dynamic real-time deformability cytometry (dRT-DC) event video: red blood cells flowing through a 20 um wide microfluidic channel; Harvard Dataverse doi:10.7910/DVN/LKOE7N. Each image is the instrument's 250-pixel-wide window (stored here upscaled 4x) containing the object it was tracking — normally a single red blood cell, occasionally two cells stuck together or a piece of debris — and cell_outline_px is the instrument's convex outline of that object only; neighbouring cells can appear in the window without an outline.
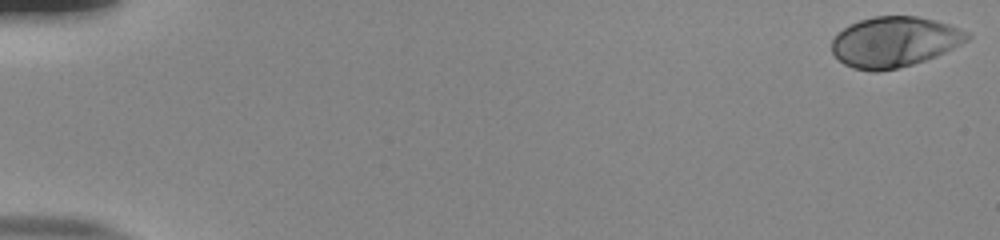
{"species": "human", "species_latin": "Homo sapiens", "temperature_condition": "room temperature", "stored_images_in_passage": 54, "camera_frame_rate_fps": 3000, "um_per_image_px": 0.085, "donor": {"sex": "male"}, "frame": {"image": 1, "passage_image": 1, "time_ms": 0.0, "image_size_px": [1000, 240], "cell_outline_px": [[972, 36], [968, 40], [936, 56], [912, 64], [896, 68], [876, 72], [852, 68], [844, 64], [832, 52], [832, 40], [844, 28], [860, 20], [876, 16], [916, 16], [936, 20], [948, 24], [968, 32]], "centroid_in_image_um": [76.03, 3.56], "position_along_channel_um": 9.0, "area_um2": 39.36}}
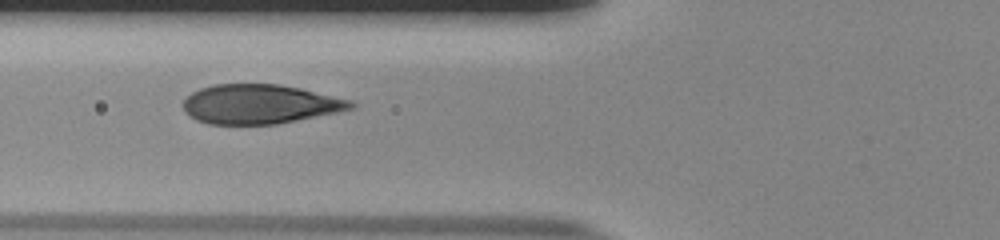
{"frame": {"image": 2, "passage_image": 22, "time_ms": 7.0, "image_size_px": [1000, 240], "cell_outline_px": [[356, 108], [276, 124], [208, 124], [196, 120], [188, 116], [184, 112], [184, 100], [192, 92], [200, 88], [212, 84], [280, 84], [300, 88], [352, 100], [356, 104]], "centroid_in_image_um": [22.07, 8.85], "position_along_channel_um": 103.7, "area_um2": 38.49}}
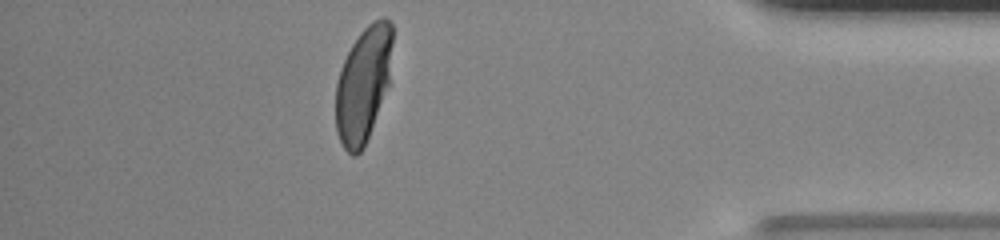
{"frame": {"image": 3, "passage_image": 48, "time_ms": 15.667, "image_size_px": [1000, 240], "cell_outline_px": [[392, 44], [388, 84], [364, 148], [356, 156], [352, 156], [344, 148], [336, 132], [336, 84], [340, 68], [352, 44], [360, 32], [368, 24], [384, 16], [392, 24]], "centroid_in_image_um": [30.86, 7.17], "position_along_channel_um": 404.3, "area_um2": 37.8}, "authors_computed_cell_mechanics": {"area_um2": 39.8531, "velocity_mm_per_s": 3.8555, "shape_relaxation_time_tau1_ms": 3.8357, "shape_relaxation_time_tau2_ms": null, "deformation_change_tau1": 0.2032, "deformation_change_tau2": null}}